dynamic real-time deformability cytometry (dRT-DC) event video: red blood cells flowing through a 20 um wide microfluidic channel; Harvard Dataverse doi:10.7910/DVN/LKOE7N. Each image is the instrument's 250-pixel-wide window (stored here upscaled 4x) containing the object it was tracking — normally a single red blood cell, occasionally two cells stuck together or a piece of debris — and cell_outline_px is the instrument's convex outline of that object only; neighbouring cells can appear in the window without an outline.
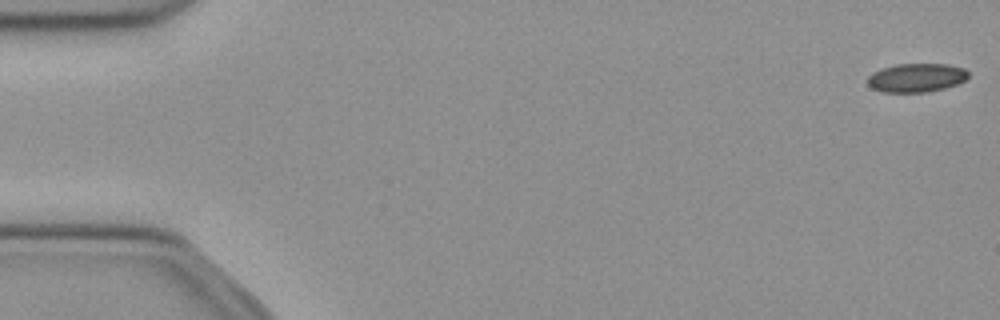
{"species": "common noctule bat (a hibernating species)", "species_latin": "Nyctalus noctula", "temperature_condition": "cold", "stored_images_in_passage": 53, "camera_frame_rate_fps": 3000, "um_per_image_px": 0.085, "animal": {"sex": "female", "body_mass_g": 21.9}, "frame": {"image": 1, "passage_image": 1, "time_ms": 0.0, "image_size_px": [1000, 320], "cell_outline_px": [[968, 76], [964, 80], [956, 84], [944, 88], [928, 92], [884, 92], [872, 88], [868, 84], [868, 76], [872, 72], [896, 64], [948, 64], [964, 68], [968, 72]], "centroid_in_image_um": [77.89, 6.6], "position_along_channel_um": 7.1, "area_um2": 16.76}}
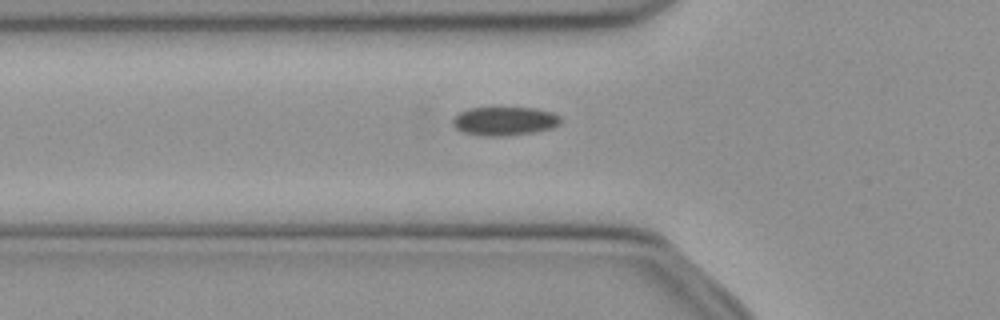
{"frame": {"image": 2, "passage_image": 18, "time_ms": 5.667, "image_size_px": [1000, 320], "cell_outline_px": [[560, 124], [552, 128], [536, 132], [508, 136], [480, 136], [464, 132], [456, 128], [452, 124], [452, 120], [460, 112], [468, 108], [536, 108], [552, 112], [560, 116]], "centroid_in_image_um": [42.9, 10.3], "position_along_channel_um": 82.9, "area_um2": 18.15}}
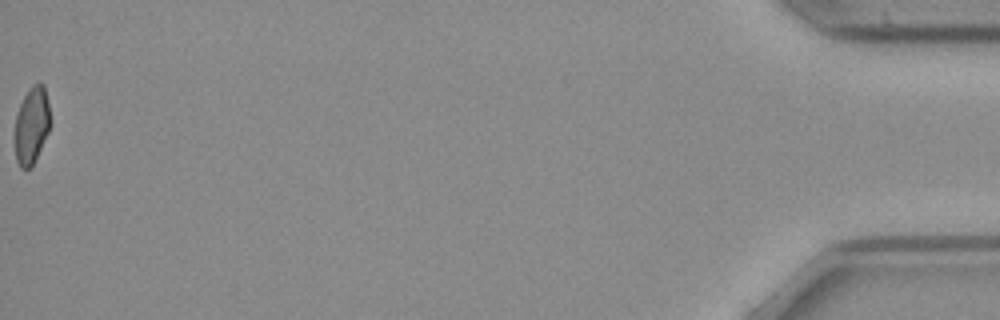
{"frame": {"image": 3, "passage_image": 53, "time_ms": 17.333, "image_size_px": [1000, 320], "cell_outline_px": [[48, 132], [32, 168], [20, 168], [16, 160], [12, 140], [16, 116], [20, 104], [28, 88], [32, 84], [40, 80], [44, 84], [48, 104]], "centroid_in_image_um": [2.63, 10.67], "position_along_channel_um": 432.6, "area_um2": 16.24}, "authors_computed_cell_mechanics": {"area_um2": 17.918, "velocity_mm_per_s": 3.9064, "shape_relaxation_time_tau1_ms": 9.3473, "shape_relaxation_time_tau2_ms": 9.4971, "deformation_change_tau1": 0.1197, "deformation_change_tau2": 0.1186}}